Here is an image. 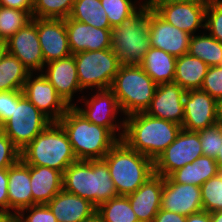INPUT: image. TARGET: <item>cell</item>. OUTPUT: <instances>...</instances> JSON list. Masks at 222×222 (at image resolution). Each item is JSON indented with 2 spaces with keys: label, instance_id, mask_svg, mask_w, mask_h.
<instances>
[{
  "label": "cell",
  "instance_id": "obj_1",
  "mask_svg": "<svg viewBox=\"0 0 222 222\" xmlns=\"http://www.w3.org/2000/svg\"><path fill=\"white\" fill-rule=\"evenodd\" d=\"M181 129L177 123L140 112L125 118L124 130L118 133V140L155 161L175 140Z\"/></svg>",
  "mask_w": 222,
  "mask_h": 222
},
{
  "label": "cell",
  "instance_id": "obj_2",
  "mask_svg": "<svg viewBox=\"0 0 222 222\" xmlns=\"http://www.w3.org/2000/svg\"><path fill=\"white\" fill-rule=\"evenodd\" d=\"M63 190L89 200L96 207L118 196L103 159L77 160L69 165L63 173Z\"/></svg>",
  "mask_w": 222,
  "mask_h": 222
},
{
  "label": "cell",
  "instance_id": "obj_3",
  "mask_svg": "<svg viewBox=\"0 0 222 222\" xmlns=\"http://www.w3.org/2000/svg\"><path fill=\"white\" fill-rule=\"evenodd\" d=\"M58 123L78 160L103 159L119 141L107 128L88 121L74 106L67 109Z\"/></svg>",
  "mask_w": 222,
  "mask_h": 222
},
{
  "label": "cell",
  "instance_id": "obj_4",
  "mask_svg": "<svg viewBox=\"0 0 222 222\" xmlns=\"http://www.w3.org/2000/svg\"><path fill=\"white\" fill-rule=\"evenodd\" d=\"M149 0L111 30V49L121 65H139L150 48Z\"/></svg>",
  "mask_w": 222,
  "mask_h": 222
},
{
  "label": "cell",
  "instance_id": "obj_5",
  "mask_svg": "<svg viewBox=\"0 0 222 222\" xmlns=\"http://www.w3.org/2000/svg\"><path fill=\"white\" fill-rule=\"evenodd\" d=\"M118 196L135 192L154 174V161L119 140L104 156Z\"/></svg>",
  "mask_w": 222,
  "mask_h": 222
},
{
  "label": "cell",
  "instance_id": "obj_6",
  "mask_svg": "<svg viewBox=\"0 0 222 222\" xmlns=\"http://www.w3.org/2000/svg\"><path fill=\"white\" fill-rule=\"evenodd\" d=\"M20 158L31 166H46L64 173L77 161L67 134L58 122H51L25 148Z\"/></svg>",
  "mask_w": 222,
  "mask_h": 222
},
{
  "label": "cell",
  "instance_id": "obj_7",
  "mask_svg": "<svg viewBox=\"0 0 222 222\" xmlns=\"http://www.w3.org/2000/svg\"><path fill=\"white\" fill-rule=\"evenodd\" d=\"M157 84L140 65H121L115 75L111 90L116 96L121 112L126 116L145 112L152 101Z\"/></svg>",
  "mask_w": 222,
  "mask_h": 222
},
{
  "label": "cell",
  "instance_id": "obj_8",
  "mask_svg": "<svg viewBox=\"0 0 222 222\" xmlns=\"http://www.w3.org/2000/svg\"><path fill=\"white\" fill-rule=\"evenodd\" d=\"M52 121L24 95L22 90L14 91L12 116L1 126V130L21 151Z\"/></svg>",
  "mask_w": 222,
  "mask_h": 222
},
{
  "label": "cell",
  "instance_id": "obj_9",
  "mask_svg": "<svg viewBox=\"0 0 222 222\" xmlns=\"http://www.w3.org/2000/svg\"><path fill=\"white\" fill-rule=\"evenodd\" d=\"M74 55L79 85L109 89L121 66L118 57L111 48L96 51H82Z\"/></svg>",
  "mask_w": 222,
  "mask_h": 222
},
{
  "label": "cell",
  "instance_id": "obj_10",
  "mask_svg": "<svg viewBox=\"0 0 222 222\" xmlns=\"http://www.w3.org/2000/svg\"><path fill=\"white\" fill-rule=\"evenodd\" d=\"M203 155L198 132L181 129L175 140L154 161V173L168 177Z\"/></svg>",
  "mask_w": 222,
  "mask_h": 222
},
{
  "label": "cell",
  "instance_id": "obj_11",
  "mask_svg": "<svg viewBox=\"0 0 222 222\" xmlns=\"http://www.w3.org/2000/svg\"><path fill=\"white\" fill-rule=\"evenodd\" d=\"M220 120V104L201 89L188 90L184 95L182 129L198 132Z\"/></svg>",
  "mask_w": 222,
  "mask_h": 222
},
{
  "label": "cell",
  "instance_id": "obj_12",
  "mask_svg": "<svg viewBox=\"0 0 222 222\" xmlns=\"http://www.w3.org/2000/svg\"><path fill=\"white\" fill-rule=\"evenodd\" d=\"M149 3L152 9L166 22L191 36L198 28L205 29L206 8L176 0H149Z\"/></svg>",
  "mask_w": 222,
  "mask_h": 222
},
{
  "label": "cell",
  "instance_id": "obj_13",
  "mask_svg": "<svg viewBox=\"0 0 222 222\" xmlns=\"http://www.w3.org/2000/svg\"><path fill=\"white\" fill-rule=\"evenodd\" d=\"M6 43V51L16 56L30 72L42 71L45 67L37 32V18L27 23L11 36Z\"/></svg>",
  "mask_w": 222,
  "mask_h": 222
},
{
  "label": "cell",
  "instance_id": "obj_14",
  "mask_svg": "<svg viewBox=\"0 0 222 222\" xmlns=\"http://www.w3.org/2000/svg\"><path fill=\"white\" fill-rule=\"evenodd\" d=\"M30 73L24 83L23 95L52 122H58L69 106L58 95L54 86L43 76Z\"/></svg>",
  "mask_w": 222,
  "mask_h": 222
},
{
  "label": "cell",
  "instance_id": "obj_15",
  "mask_svg": "<svg viewBox=\"0 0 222 222\" xmlns=\"http://www.w3.org/2000/svg\"><path fill=\"white\" fill-rule=\"evenodd\" d=\"M148 30L150 47L164 50L176 58L188 54L191 35L166 22L152 9L150 4Z\"/></svg>",
  "mask_w": 222,
  "mask_h": 222
},
{
  "label": "cell",
  "instance_id": "obj_16",
  "mask_svg": "<svg viewBox=\"0 0 222 222\" xmlns=\"http://www.w3.org/2000/svg\"><path fill=\"white\" fill-rule=\"evenodd\" d=\"M161 209L189 216L203 210L201 189L197 185L179 184L164 178Z\"/></svg>",
  "mask_w": 222,
  "mask_h": 222
},
{
  "label": "cell",
  "instance_id": "obj_17",
  "mask_svg": "<svg viewBox=\"0 0 222 222\" xmlns=\"http://www.w3.org/2000/svg\"><path fill=\"white\" fill-rule=\"evenodd\" d=\"M37 32L45 64L72 55L65 19L37 18Z\"/></svg>",
  "mask_w": 222,
  "mask_h": 222
},
{
  "label": "cell",
  "instance_id": "obj_18",
  "mask_svg": "<svg viewBox=\"0 0 222 222\" xmlns=\"http://www.w3.org/2000/svg\"><path fill=\"white\" fill-rule=\"evenodd\" d=\"M185 93L186 91L175 82L157 85L151 104L145 112L182 126Z\"/></svg>",
  "mask_w": 222,
  "mask_h": 222
},
{
  "label": "cell",
  "instance_id": "obj_19",
  "mask_svg": "<svg viewBox=\"0 0 222 222\" xmlns=\"http://www.w3.org/2000/svg\"><path fill=\"white\" fill-rule=\"evenodd\" d=\"M97 91L98 93H95L96 95H93L90 100L87 99L86 102H84L87 109L78 108L76 105H74V107L88 121L107 128L117 137L116 131L121 128L124 129V120H122L120 125L115 124L114 121L116 119V113H118L117 111H121L118 100L110 88L99 89Z\"/></svg>",
  "mask_w": 222,
  "mask_h": 222
},
{
  "label": "cell",
  "instance_id": "obj_20",
  "mask_svg": "<svg viewBox=\"0 0 222 222\" xmlns=\"http://www.w3.org/2000/svg\"><path fill=\"white\" fill-rule=\"evenodd\" d=\"M72 54L111 48V30L92 27L72 18L65 19Z\"/></svg>",
  "mask_w": 222,
  "mask_h": 222
},
{
  "label": "cell",
  "instance_id": "obj_21",
  "mask_svg": "<svg viewBox=\"0 0 222 222\" xmlns=\"http://www.w3.org/2000/svg\"><path fill=\"white\" fill-rule=\"evenodd\" d=\"M164 177L154 173L135 192L127 195L139 222H153L161 209Z\"/></svg>",
  "mask_w": 222,
  "mask_h": 222
},
{
  "label": "cell",
  "instance_id": "obj_22",
  "mask_svg": "<svg viewBox=\"0 0 222 222\" xmlns=\"http://www.w3.org/2000/svg\"><path fill=\"white\" fill-rule=\"evenodd\" d=\"M47 70L43 76L54 86L58 95L69 106H74L72 96L82 88L79 85L74 55L54 60L45 64ZM81 89V90H80Z\"/></svg>",
  "mask_w": 222,
  "mask_h": 222
},
{
  "label": "cell",
  "instance_id": "obj_23",
  "mask_svg": "<svg viewBox=\"0 0 222 222\" xmlns=\"http://www.w3.org/2000/svg\"><path fill=\"white\" fill-rule=\"evenodd\" d=\"M47 206L53 212L57 222H80L91 217L97 207L89 200L61 190Z\"/></svg>",
  "mask_w": 222,
  "mask_h": 222
},
{
  "label": "cell",
  "instance_id": "obj_24",
  "mask_svg": "<svg viewBox=\"0 0 222 222\" xmlns=\"http://www.w3.org/2000/svg\"><path fill=\"white\" fill-rule=\"evenodd\" d=\"M30 165L21 158L8 168V199L10 209L17 215L22 209L32 206Z\"/></svg>",
  "mask_w": 222,
  "mask_h": 222
},
{
  "label": "cell",
  "instance_id": "obj_25",
  "mask_svg": "<svg viewBox=\"0 0 222 222\" xmlns=\"http://www.w3.org/2000/svg\"><path fill=\"white\" fill-rule=\"evenodd\" d=\"M32 205L47 204L63 190V173L46 166L30 165Z\"/></svg>",
  "mask_w": 222,
  "mask_h": 222
},
{
  "label": "cell",
  "instance_id": "obj_26",
  "mask_svg": "<svg viewBox=\"0 0 222 222\" xmlns=\"http://www.w3.org/2000/svg\"><path fill=\"white\" fill-rule=\"evenodd\" d=\"M177 58L159 48L150 47L139 64L157 84L173 82Z\"/></svg>",
  "mask_w": 222,
  "mask_h": 222
},
{
  "label": "cell",
  "instance_id": "obj_27",
  "mask_svg": "<svg viewBox=\"0 0 222 222\" xmlns=\"http://www.w3.org/2000/svg\"><path fill=\"white\" fill-rule=\"evenodd\" d=\"M219 173L215 159L201 155L192 163L186 164L172 172L168 177L179 184H191L201 186L208 179Z\"/></svg>",
  "mask_w": 222,
  "mask_h": 222
},
{
  "label": "cell",
  "instance_id": "obj_28",
  "mask_svg": "<svg viewBox=\"0 0 222 222\" xmlns=\"http://www.w3.org/2000/svg\"><path fill=\"white\" fill-rule=\"evenodd\" d=\"M208 68L209 66L199 58L184 54L177 57L173 82L185 91L201 89Z\"/></svg>",
  "mask_w": 222,
  "mask_h": 222
},
{
  "label": "cell",
  "instance_id": "obj_29",
  "mask_svg": "<svg viewBox=\"0 0 222 222\" xmlns=\"http://www.w3.org/2000/svg\"><path fill=\"white\" fill-rule=\"evenodd\" d=\"M30 72L7 51L0 60V91L22 90Z\"/></svg>",
  "mask_w": 222,
  "mask_h": 222
},
{
  "label": "cell",
  "instance_id": "obj_30",
  "mask_svg": "<svg viewBox=\"0 0 222 222\" xmlns=\"http://www.w3.org/2000/svg\"><path fill=\"white\" fill-rule=\"evenodd\" d=\"M68 18L92 27L112 29L100 0H75Z\"/></svg>",
  "mask_w": 222,
  "mask_h": 222
},
{
  "label": "cell",
  "instance_id": "obj_31",
  "mask_svg": "<svg viewBox=\"0 0 222 222\" xmlns=\"http://www.w3.org/2000/svg\"><path fill=\"white\" fill-rule=\"evenodd\" d=\"M188 54L199 58L209 67L221 65L222 62V42L214 39L210 34L192 35Z\"/></svg>",
  "mask_w": 222,
  "mask_h": 222
},
{
  "label": "cell",
  "instance_id": "obj_32",
  "mask_svg": "<svg viewBox=\"0 0 222 222\" xmlns=\"http://www.w3.org/2000/svg\"><path fill=\"white\" fill-rule=\"evenodd\" d=\"M96 212L102 222H139L127 196H117L103 202Z\"/></svg>",
  "mask_w": 222,
  "mask_h": 222
},
{
  "label": "cell",
  "instance_id": "obj_33",
  "mask_svg": "<svg viewBox=\"0 0 222 222\" xmlns=\"http://www.w3.org/2000/svg\"><path fill=\"white\" fill-rule=\"evenodd\" d=\"M31 20L26 11L0 6V39L5 42Z\"/></svg>",
  "mask_w": 222,
  "mask_h": 222
},
{
  "label": "cell",
  "instance_id": "obj_34",
  "mask_svg": "<svg viewBox=\"0 0 222 222\" xmlns=\"http://www.w3.org/2000/svg\"><path fill=\"white\" fill-rule=\"evenodd\" d=\"M75 0H33L32 18L67 19Z\"/></svg>",
  "mask_w": 222,
  "mask_h": 222
},
{
  "label": "cell",
  "instance_id": "obj_35",
  "mask_svg": "<svg viewBox=\"0 0 222 222\" xmlns=\"http://www.w3.org/2000/svg\"><path fill=\"white\" fill-rule=\"evenodd\" d=\"M202 208L209 213L222 211V173L208 179L201 186Z\"/></svg>",
  "mask_w": 222,
  "mask_h": 222
},
{
  "label": "cell",
  "instance_id": "obj_36",
  "mask_svg": "<svg viewBox=\"0 0 222 222\" xmlns=\"http://www.w3.org/2000/svg\"><path fill=\"white\" fill-rule=\"evenodd\" d=\"M203 155L216 160L222 146V125L220 122L198 131Z\"/></svg>",
  "mask_w": 222,
  "mask_h": 222
},
{
  "label": "cell",
  "instance_id": "obj_37",
  "mask_svg": "<svg viewBox=\"0 0 222 222\" xmlns=\"http://www.w3.org/2000/svg\"><path fill=\"white\" fill-rule=\"evenodd\" d=\"M107 14L111 28L120 25L121 21L131 15L137 8L131 0H100Z\"/></svg>",
  "mask_w": 222,
  "mask_h": 222
},
{
  "label": "cell",
  "instance_id": "obj_38",
  "mask_svg": "<svg viewBox=\"0 0 222 222\" xmlns=\"http://www.w3.org/2000/svg\"><path fill=\"white\" fill-rule=\"evenodd\" d=\"M201 90L207 92L219 104L222 102V66H210L201 85Z\"/></svg>",
  "mask_w": 222,
  "mask_h": 222
},
{
  "label": "cell",
  "instance_id": "obj_39",
  "mask_svg": "<svg viewBox=\"0 0 222 222\" xmlns=\"http://www.w3.org/2000/svg\"><path fill=\"white\" fill-rule=\"evenodd\" d=\"M205 29L219 42H222V0L206 9Z\"/></svg>",
  "mask_w": 222,
  "mask_h": 222
},
{
  "label": "cell",
  "instance_id": "obj_40",
  "mask_svg": "<svg viewBox=\"0 0 222 222\" xmlns=\"http://www.w3.org/2000/svg\"><path fill=\"white\" fill-rule=\"evenodd\" d=\"M24 211H28L30 214L25 217ZM17 219L18 222H57L47 204H35L24 208L17 214Z\"/></svg>",
  "mask_w": 222,
  "mask_h": 222
},
{
  "label": "cell",
  "instance_id": "obj_41",
  "mask_svg": "<svg viewBox=\"0 0 222 222\" xmlns=\"http://www.w3.org/2000/svg\"><path fill=\"white\" fill-rule=\"evenodd\" d=\"M20 159V150L11 139L0 132V169L9 168Z\"/></svg>",
  "mask_w": 222,
  "mask_h": 222
},
{
  "label": "cell",
  "instance_id": "obj_42",
  "mask_svg": "<svg viewBox=\"0 0 222 222\" xmlns=\"http://www.w3.org/2000/svg\"><path fill=\"white\" fill-rule=\"evenodd\" d=\"M14 110V91H0V126L11 116Z\"/></svg>",
  "mask_w": 222,
  "mask_h": 222
},
{
  "label": "cell",
  "instance_id": "obj_43",
  "mask_svg": "<svg viewBox=\"0 0 222 222\" xmlns=\"http://www.w3.org/2000/svg\"><path fill=\"white\" fill-rule=\"evenodd\" d=\"M8 168L0 169V211L9 213Z\"/></svg>",
  "mask_w": 222,
  "mask_h": 222
},
{
  "label": "cell",
  "instance_id": "obj_44",
  "mask_svg": "<svg viewBox=\"0 0 222 222\" xmlns=\"http://www.w3.org/2000/svg\"><path fill=\"white\" fill-rule=\"evenodd\" d=\"M0 6L26 11L32 16L33 0H0Z\"/></svg>",
  "mask_w": 222,
  "mask_h": 222
},
{
  "label": "cell",
  "instance_id": "obj_45",
  "mask_svg": "<svg viewBox=\"0 0 222 222\" xmlns=\"http://www.w3.org/2000/svg\"><path fill=\"white\" fill-rule=\"evenodd\" d=\"M187 216L160 209L153 222H186Z\"/></svg>",
  "mask_w": 222,
  "mask_h": 222
},
{
  "label": "cell",
  "instance_id": "obj_46",
  "mask_svg": "<svg viewBox=\"0 0 222 222\" xmlns=\"http://www.w3.org/2000/svg\"><path fill=\"white\" fill-rule=\"evenodd\" d=\"M186 222H211V216L209 212L202 210L187 216Z\"/></svg>",
  "mask_w": 222,
  "mask_h": 222
},
{
  "label": "cell",
  "instance_id": "obj_47",
  "mask_svg": "<svg viewBox=\"0 0 222 222\" xmlns=\"http://www.w3.org/2000/svg\"><path fill=\"white\" fill-rule=\"evenodd\" d=\"M176 1L196 4V5H199V6L207 9V8H209L212 4L218 2L219 0H176Z\"/></svg>",
  "mask_w": 222,
  "mask_h": 222
},
{
  "label": "cell",
  "instance_id": "obj_48",
  "mask_svg": "<svg viewBox=\"0 0 222 222\" xmlns=\"http://www.w3.org/2000/svg\"><path fill=\"white\" fill-rule=\"evenodd\" d=\"M0 222H18L17 215L0 211Z\"/></svg>",
  "mask_w": 222,
  "mask_h": 222
},
{
  "label": "cell",
  "instance_id": "obj_49",
  "mask_svg": "<svg viewBox=\"0 0 222 222\" xmlns=\"http://www.w3.org/2000/svg\"><path fill=\"white\" fill-rule=\"evenodd\" d=\"M211 222H222V211L210 213Z\"/></svg>",
  "mask_w": 222,
  "mask_h": 222
},
{
  "label": "cell",
  "instance_id": "obj_50",
  "mask_svg": "<svg viewBox=\"0 0 222 222\" xmlns=\"http://www.w3.org/2000/svg\"><path fill=\"white\" fill-rule=\"evenodd\" d=\"M80 222H102V219H101L100 215L96 212L91 217H89L85 220H82Z\"/></svg>",
  "mask_w": 222,
  "mask_h": 222
},
{
  "label": "cell",
  "instance_id": "obj_51",
  "mask_svg": "<svg viewBox=\"0 0 222 222\" xmlns=\"http://www.w3.org/2000/svg\"><path fill=\"white\" fill-rule=\"evenodd\" d=\"M216 162L218 164L219 172L222 173V146L220 150L218 151V156L216 158Z\"/></svg>",
  "mask_w": 222,
  "mask_h": 222
},
{
  "label": "cell",
  "instance_id": "obj_52",
  "mask_svg": "<svg viewBox=\"0 0 222 222\" xmlns=\"http://www.w3.org/2000/svg\"><path fill=\"white\" fill-rule=\"evenodd\" d=\"M5 52H6V43L0 42V60L2 56L5 54Z\"/></svg>",
  "mask_w": 222,
  "mask_h": 222
},
{
  "label": "cell",
  "instance_id": "obj_53",
  "mask_svg": "<svg viewBox=\"0 0 222 222\" xmlns=\"http://www.w3.org/2000/svg\"><path fill=\"white\" fill-rule=\"evenodd\" d=\"M220 114H222V102L220 104Z\"/></svg>",
  "mask_w": 222,
  "mask_h": 222
},
{
  "label": "cell",
  "instance_id": "obj_54",
  "mask_svg": "<svg viewBox=\"0 0 222 222\" xmlns=\"http://www.w3.org/2000/svg\"><path fill=\"white\" fill-rule=\"evenodd\" d=\"M219 122H220L221 125H222V114H220V120H219Z\"/></svg>",
  "mask_w": 222,
  "mask_h": 222
}]
</instances>
